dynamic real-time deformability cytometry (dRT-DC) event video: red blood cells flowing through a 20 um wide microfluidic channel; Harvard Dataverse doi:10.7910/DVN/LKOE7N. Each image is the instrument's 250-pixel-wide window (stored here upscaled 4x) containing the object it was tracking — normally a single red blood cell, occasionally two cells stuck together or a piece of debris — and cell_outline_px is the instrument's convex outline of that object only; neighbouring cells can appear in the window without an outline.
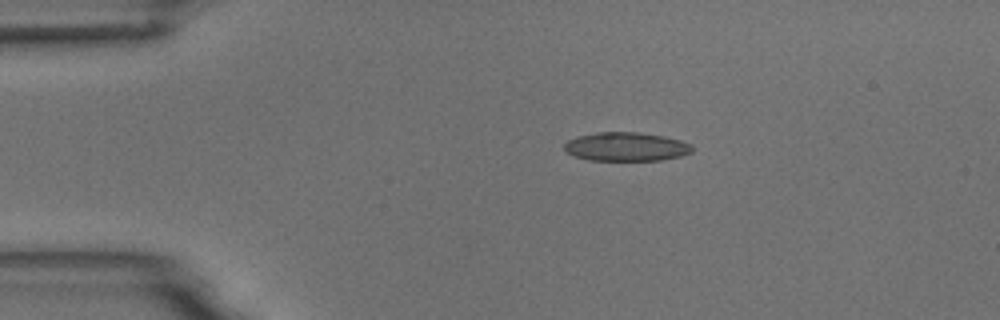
{"species": "common noctule bat (a hibernating species)", "species_latin": "Nyctalus noctula", "temperature_condition": "room temperature", "stored_images_in_passage": 3, "camera_frame_rate_fps": 3000, "um_per_image_px": 0.085, "animal": {"sex": "male", "body_mass_g": 18.8}, "frame": {"image": 1, "passage_image": 1, "time_ms": 0.0, "image_size_px": [1000, 320], "cell_outline_px": [[692, 152], [680, 156], [660, 160], [588, 160], [576, 156], [568, 152], [564, 148], [564, 144], [568, 140], [580, 136], [596, 132], [640, 132], [664, 136], [680, 140], [692, 144]], "centroid_in_image_um": [53.25, 12.46], "position_along_channel_um": 31.8, "area_um2": 21.33}}
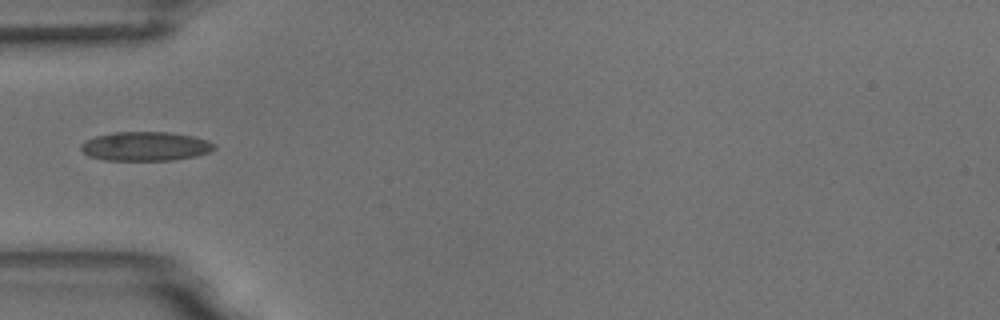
{"frame": {"image": 2, "passage_image": 3, "time_ms": 2.333, "image_size_px": [1000, 320], "cell_outline_px": [[216, 148], [208, 152], [196, 156], [172, 160], [104, 160], [88, 156], [80, 148], [80, 144], [84, 140], [96, 136], [112, 132], [172, 132], [192, 136], [208, 140], [216, 144]], "centroid_in_image_um": [12.35, 12.43], "position_along_channel_um": 72.6, "area_um2": 22.77}}